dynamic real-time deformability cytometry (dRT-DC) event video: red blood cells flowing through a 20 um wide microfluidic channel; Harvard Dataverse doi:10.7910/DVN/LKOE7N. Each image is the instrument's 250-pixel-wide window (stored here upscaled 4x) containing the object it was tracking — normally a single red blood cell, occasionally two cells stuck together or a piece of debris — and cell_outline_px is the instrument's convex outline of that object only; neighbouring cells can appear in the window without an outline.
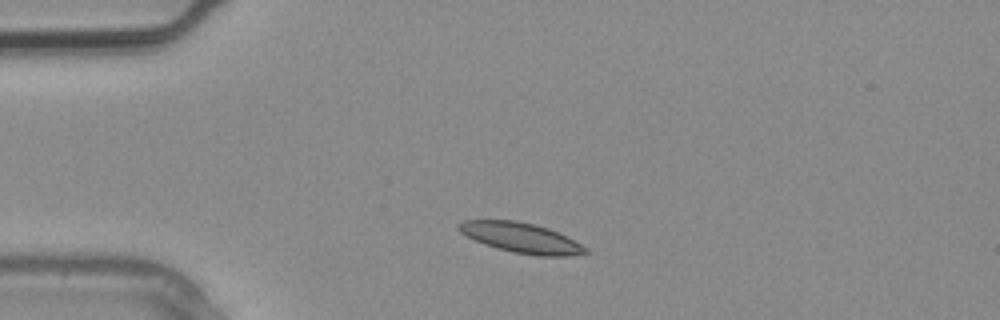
{"species": "common noctule bat (a hibernating species)", "species_latin": "Nyctalus noctula", "temperature_condition": "warm", "stored_images_in_passage": 2, "camera_frame_rate_fps": 3000, "um_per_image_px": 0.085, "animal": {"sex": "male", "body_mass_g": 20.4}, "frame": {"image": 1, "passage_image": 2, "time_ms": 0.333, "image_size_px": [1000, 320], "cell_outline_px": [[588, 252], [564, 256], [540, 256], [512, 252], [496, 248], [484, 244], [460, 232], [456, 228], [456, 224], [464, 220], [516, 220], [548, 228], [588, 248]], "centroid_in_image_um": [44.23, 20.2], "position_along_channel_um": 40.8, "area_um2": 21.91}}